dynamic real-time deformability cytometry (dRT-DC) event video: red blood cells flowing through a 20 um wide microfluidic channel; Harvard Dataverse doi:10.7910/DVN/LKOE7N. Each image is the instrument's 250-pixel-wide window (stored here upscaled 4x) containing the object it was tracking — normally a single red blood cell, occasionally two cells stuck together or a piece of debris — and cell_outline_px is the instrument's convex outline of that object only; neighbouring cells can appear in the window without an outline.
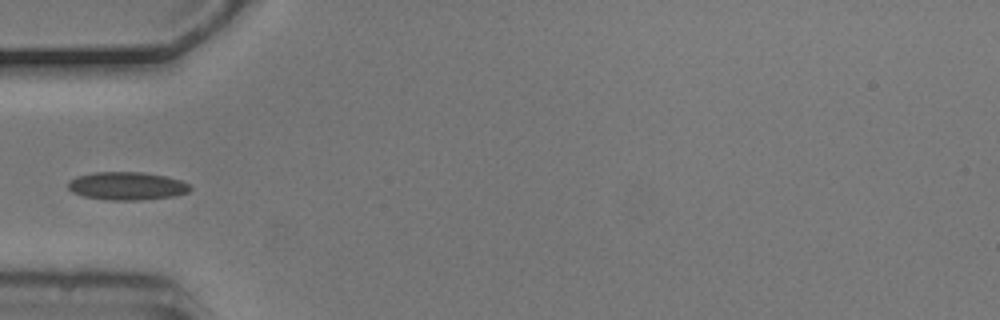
{"species": "common noctule bat (a hibernating species)", "species_latin": "Nyctalus noctula", "temperature_condition": "cold", "stored_images_in_passage": 6, "camera_frame_rate_fps": 3000, "um_per_image_px": 0.085, "animal": {"sex": "male", "body_mass_g": 20.5, "forearm_length_mm": 52.5}, "frame": {"image": 1, "passage_image": 5, "time_ms": 1.333, "image_size_px": [1000, 320], "cell_outline_px": [[192, 188], [188, 192], [172, 196], [140, 200], [108, 200], [84, 196], [72, 192], [68, 188], [68, 180], [76, 176], [92, 172], [144, 172], [168, 176], [192, 184]], "centroid_in_image_um": [10.8, 15.79], "position_along_channel_um": 74.2, "area_um2": 20.17}}